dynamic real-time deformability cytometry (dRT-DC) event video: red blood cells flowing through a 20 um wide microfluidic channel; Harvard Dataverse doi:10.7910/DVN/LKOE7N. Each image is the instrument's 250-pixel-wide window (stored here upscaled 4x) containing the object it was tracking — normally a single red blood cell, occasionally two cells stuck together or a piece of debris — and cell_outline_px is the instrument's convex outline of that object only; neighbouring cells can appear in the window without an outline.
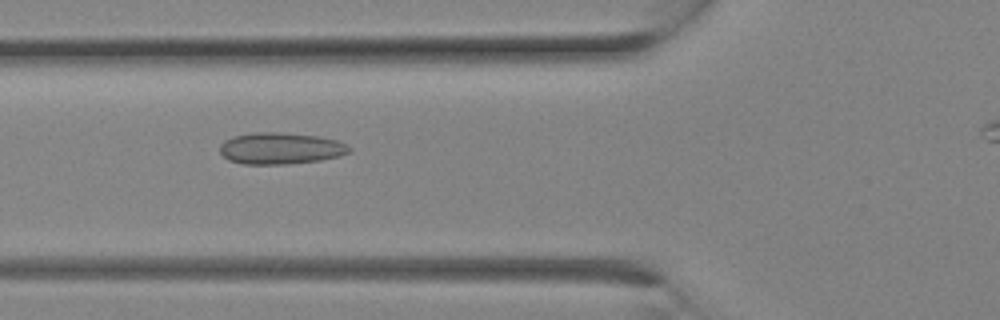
{"species": "Egyptian fruit bat (a non-hibernating species)", "species_latin": "Rousettus aegyptiacus", "temperature_condition": "room temperature", "stored_images_in_passage": 6, "camera_frame_rate_fps": 3000, "um_per_image_px": 0.085, "animal": {"sex": "female"}, "frame": {"image": 1, "passage_image": 3, "time_ms": 0.667, "image_size_px": [1000, 320], "cell_outline_px": [[352, 152], [340, 156], [320, 160], [288, 164], [244, 164], [228, 160], [220, 152], [220, 144], [224, 140], [236, 136], [256, 132], [276, 132], [316, 136], [336, 140], [352, 148]], "centroid_in_image_um": [23.85, 12.62], "position_along_channel_um": 101.9, "area_um2": 23.7}}
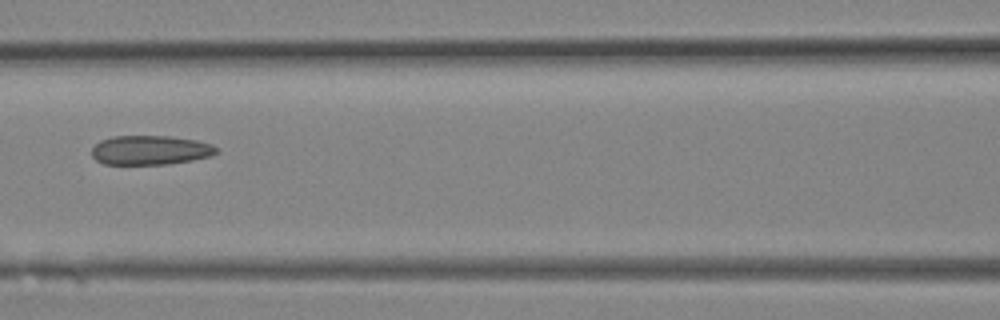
{"frame": {"image": 2, "passage_image": 5, "time_ms": 1.333, "image_size_px": [1000, 320], "cell_outline_px": [[220, 152], [212, 156], [192, 160], [168, 164], [104, 164], [96, 160], [92, 156], [92, 148], [100, 140], [112, 136], [168, 136], [196, 140], [212, 144]], "centroid_in_image_um": [12.79, 12.76], "position_along_channel_um": 153.8, "area_um2": 21.39}}